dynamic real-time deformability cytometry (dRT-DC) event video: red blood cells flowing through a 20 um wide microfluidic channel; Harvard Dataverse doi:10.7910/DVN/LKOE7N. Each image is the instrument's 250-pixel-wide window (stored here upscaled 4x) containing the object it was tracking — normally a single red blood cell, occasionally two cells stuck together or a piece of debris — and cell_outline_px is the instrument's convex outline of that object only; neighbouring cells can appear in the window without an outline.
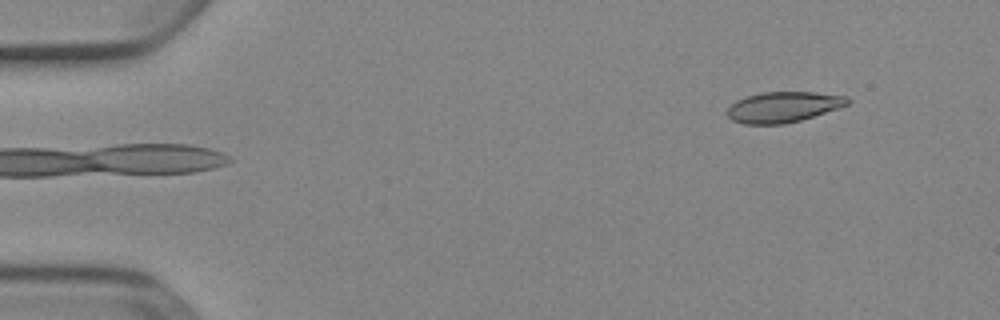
{"species": "Egyptian fruit bat (a non-hibernating species)", "species_latin": "Rousettus aegyptiacus", "temperature_condition": "cold", "stored_images_in_passage": 4, "camera_frame_rate_fps": 3000, "um_per_image_px": 0.085, "animal": {"sex": "female"}, "frame": {"image": 1, "passage_image": 1, "time_ms": 0.0, "image_size_px": [1000, 320], "cell_outline_px": [[852, 100], [848, 104], [800, 120], [784, 124], [744, 124], [732, 120], [728, 116], [728, 108], [736, 100], [760, 92], [816, 92], [848, 96]], "centroid_in_image_um": [66.58, 9.08], "position_along_channel_um": 18.4, "area_um2": 21.27}}
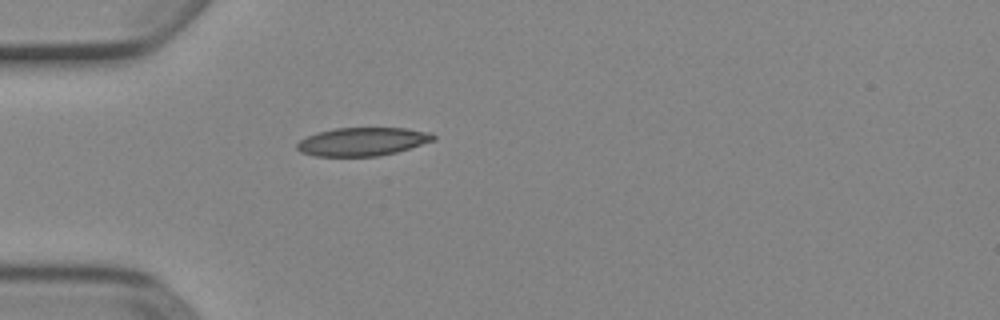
{"frame": {"image": 2, "passage_image": 4, "time_ms": 1.0, "image_size_px": [1000, 320], "cell_outline_px": [[436, 140], [396, 152], [376, 156], [316, 156], [300, 152], [296, 148], [296, 144], [300, 140], [308, 136], [320, 132], [336, 128], [408, 128], [432, 132], [436, 136]], "centroid_in_image_um": [30.85, 12.03], "position_along_channel_um": 54.1, "area_um2": 22.48}}